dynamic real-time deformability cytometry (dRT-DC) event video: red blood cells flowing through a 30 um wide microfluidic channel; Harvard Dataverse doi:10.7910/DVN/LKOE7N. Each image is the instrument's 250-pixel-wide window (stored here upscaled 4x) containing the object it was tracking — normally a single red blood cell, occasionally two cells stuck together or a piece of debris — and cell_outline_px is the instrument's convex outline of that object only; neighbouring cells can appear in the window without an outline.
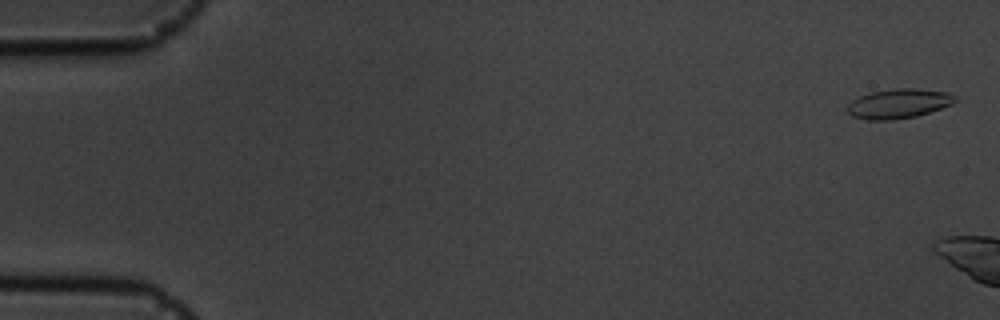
{"species": "common noctule bat (a hibernating species)", "species_latin": "Nyctalus noctula", "temperature_condition": "cold", "stored_images_in_passage": 7, "camera_frame_rate_fps": 3000, "um_per_image_px": 0.085, "animal": {"sex": "male", "body_mass_g": 19.5, "forearm_length_mm": 54.6}, "frame": {"image": 1, "passage_image": 2, "time_ms": 0.333, "image_size_px": [1000, 320], "cell_outline_px": [[960, 100], [952, 104], [916, 116], [892, 120], [868, 120], [852, 116], [848, 112], [848, 104], [852, 100], [860, 96], [872, 92], [896, 88], [916, 88], [948, 92], [956, 96]], "centroid_in_image_um": [76.42, 8.8], "position_along_channel_um": 8.6, "area_um2": 18.55}}